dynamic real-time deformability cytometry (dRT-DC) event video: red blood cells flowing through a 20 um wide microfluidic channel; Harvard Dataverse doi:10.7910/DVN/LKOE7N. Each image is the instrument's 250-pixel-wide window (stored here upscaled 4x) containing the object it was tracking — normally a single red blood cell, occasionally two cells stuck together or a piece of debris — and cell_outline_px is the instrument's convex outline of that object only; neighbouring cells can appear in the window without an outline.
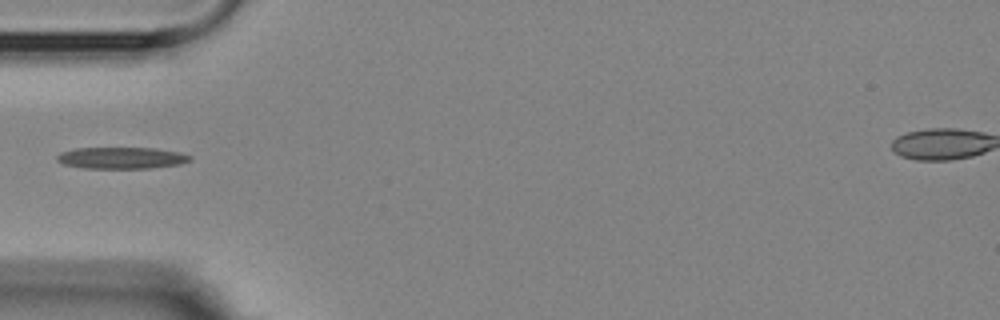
{"species": "Egyptian fruit bat (a non-hibernating species)", "species_latin": "Rousettus aegyptiacus", "temperature_condition": "room temperature", "stored_images_in_passage": 6, "camera_frame_rate_fps": 3000, "um_per_image_px": 0.085, "animal": {"sex": "female"}, "frame": {"image": 1, "passage_image": 4, "time_ms": 4.333, "image_size_px": [1000, 320], "cell_outline_px": [[192, 160], [180, 164], [148, 168], [84, 168], [64, 164], [56, 160], [56, 156], [60, 152], [76, 148], [156, 148], [180, 152], [192, 156]], "centroid_in_image_um": [10.34, 13.42], "position_along_channel_um": 74.7, "area_um2": 16.76}}
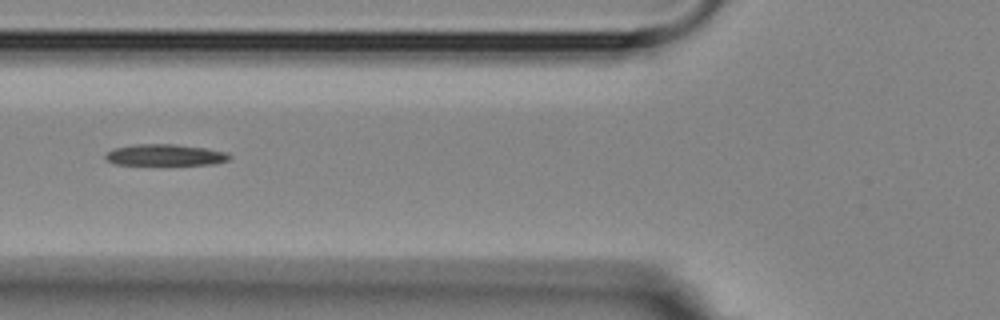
{"frame": {"image": 2, "passage_image": 5, "time_ms": 5.333, "image_size_px": [1000, 320], "cell_outline_px": [[232, 156], [228, 160], [212, 164], [116, 164], [108, 160], [104, 156], [112, 148], [136, 144], [176, 144], [204, 148], [224, 152]], "centroid_in_image_um": [14.01, 13.16], "position_along_channel_um": 111.8, "area_um2": 15.14}}
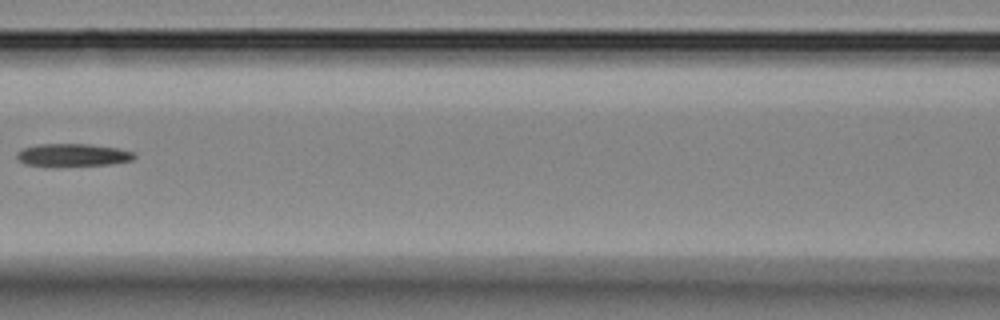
{"frame": {"image": 3, "passage_image": 6, "time_ms": 6.667, "image_size_px": [1000, 320], "cell_outline_px": [[136, 156], [132, 160], [108, 164], [24, 164], [16, 156], [16, 152], [24, 148], [36, 144], [88, 144], [116, 148], [132, 152]], "centroid_in_image_um": [6.18, 13.13], "position_along_channel_um": 160.4, "area_um2": 14.68}}